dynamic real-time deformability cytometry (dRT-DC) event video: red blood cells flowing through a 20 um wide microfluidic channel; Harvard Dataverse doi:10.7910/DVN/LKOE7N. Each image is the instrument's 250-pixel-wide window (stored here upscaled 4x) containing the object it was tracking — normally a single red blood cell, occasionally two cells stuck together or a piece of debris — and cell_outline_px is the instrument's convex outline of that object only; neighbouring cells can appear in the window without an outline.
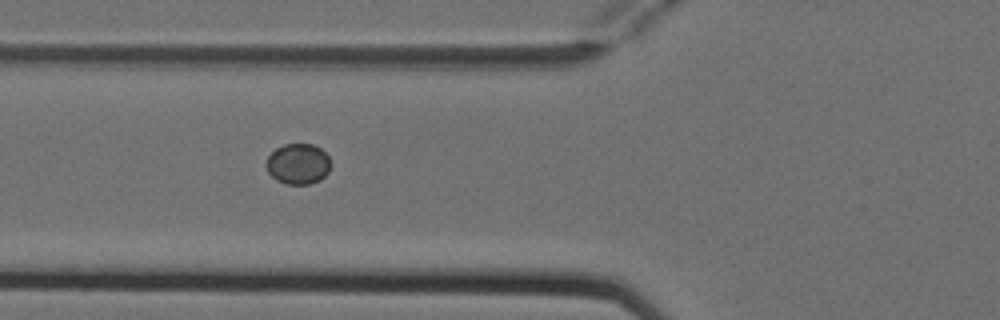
{"species": "Egyptian fruit bat (a non-hibernating species)", "species_latin": "Rousettus aegyptiacus", "temperature_condition": "cold", "stored_images_in_passage": 4, "camera_frame_rate_fps": 3000, "um_per_image_px": 0.085, "animal": {"sex": "female"}, "frame": {"image": 1, "passage_image": 3, "time_ms": 0.667, "image_size_px": [1000, 320], "cell_outline_px": [[332, 164], [328, 172], [320, 180], [308, 184], [288, 184], [276, 180], [268, 172], [268, 156], [276, 148], [284, 144], [312, 144], [320, 148], [328, 156]], "centroid_in_image_um": [25.37, 13.93], "position_along_channel_um": 100.4, "area_um2": 15.14}}
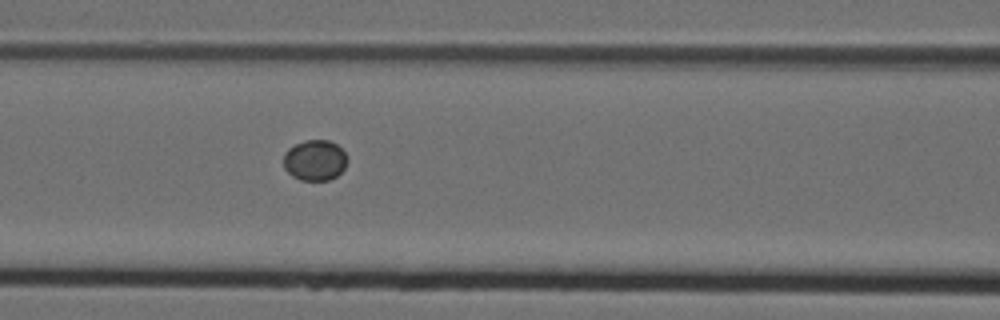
{"frame": {"image": 2, "passage_image": 4, "time_ms": 1.0, "image_size_px": [1000, 320], "cell_outline_px": [[348, 160], [344, 168], [336, 176], [328, 180], [300, 180], [292, 176], [284, 168], [284, 152], [288, 148], [304, 140], [328, 140], [336, 144], [344, 152]], "centroid_in_image_um": [26.75, 13.62], "position_along_channel_um": 139.9, "area_um2": 15.09}}